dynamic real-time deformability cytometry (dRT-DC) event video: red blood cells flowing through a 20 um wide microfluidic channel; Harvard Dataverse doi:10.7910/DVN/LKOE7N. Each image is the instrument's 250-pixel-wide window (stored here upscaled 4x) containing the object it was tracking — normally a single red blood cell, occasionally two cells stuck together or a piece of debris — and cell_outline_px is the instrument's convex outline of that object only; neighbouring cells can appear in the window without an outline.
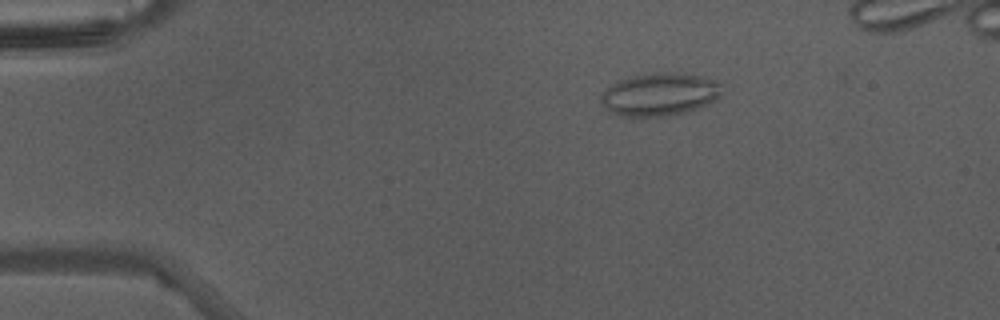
{"species": "Egyptian fruit bat (a non-hibernating species)", "species_latin": "Rousettus aegyptiacus", "temperature_condition": "warm", "stored_images_in_passage": 38, "camera_frame_rate_fps": 3000, "um_per_image_px": 0.085, "animal": {"sex": "male"}, "frame": {"image": 1, "passage_image": 3, "time_ms": 0.667, "image_size_px": [1000, 320], "cell_outline_px": [[724, 84], [720, 96], [716, 100], [708, 104], [688, 112], [668, 116], [620, 116], [612, 112], [600, 100], [600, 92], [612, 84], [628, 76], [656, 72], [672, 72], [704, 76], [716, 80]], "centroid_in_image_um": [56.12, 8.0], "position_along_channel_um": 28.9, "area_um2": 30.63}}
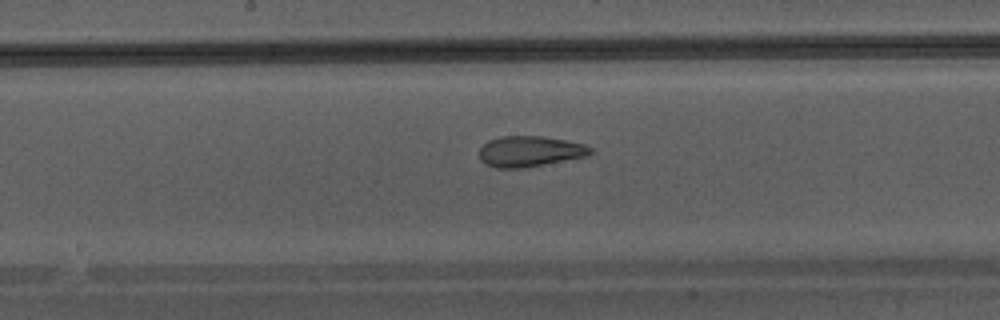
{"frame": {"image": 2, "passage_image": 19, "time_ms": 6.0, "image_size_px": [1000, 320], "cell_outline_px": [[592, 152], [588, 156], [524, 168], [496, 168], [484, 164], [480, 160], [480, 148], [488, 140], [504, 136], [544, 136], [584, 144], [592, 148]], "centroid_in_image_um": [45.03, 12.87], "position_along_channel_um": 203.2, "area_um2": 19.94}}
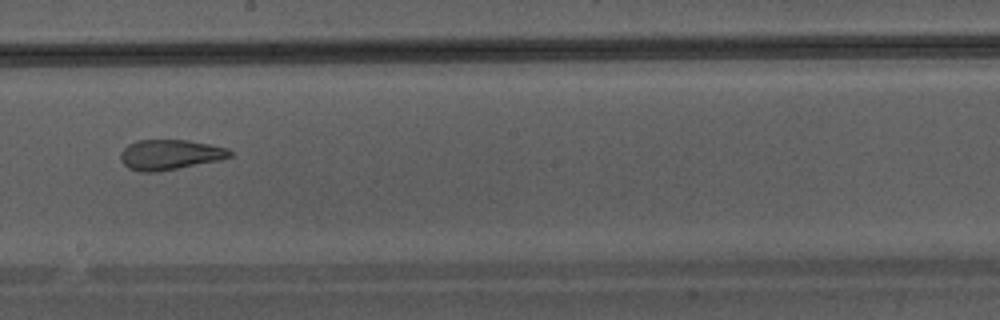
{"frame": {"image": 3, "passage_image": 21, "time_ms": 6.667, "image_size_px": [1000, 320], "cell_outline_px": [[232, 156], [220, 160], [156, 172], [140, 172], [128, 168], [120, 160], [120, 152], [128, 144], [136, 140], [188, 140], [228, 148], [232, 152]], "centroid_in_image_um": [14.42, 13.14], "position_along_channel_um": 233.8, "area_um2": 19.25}}